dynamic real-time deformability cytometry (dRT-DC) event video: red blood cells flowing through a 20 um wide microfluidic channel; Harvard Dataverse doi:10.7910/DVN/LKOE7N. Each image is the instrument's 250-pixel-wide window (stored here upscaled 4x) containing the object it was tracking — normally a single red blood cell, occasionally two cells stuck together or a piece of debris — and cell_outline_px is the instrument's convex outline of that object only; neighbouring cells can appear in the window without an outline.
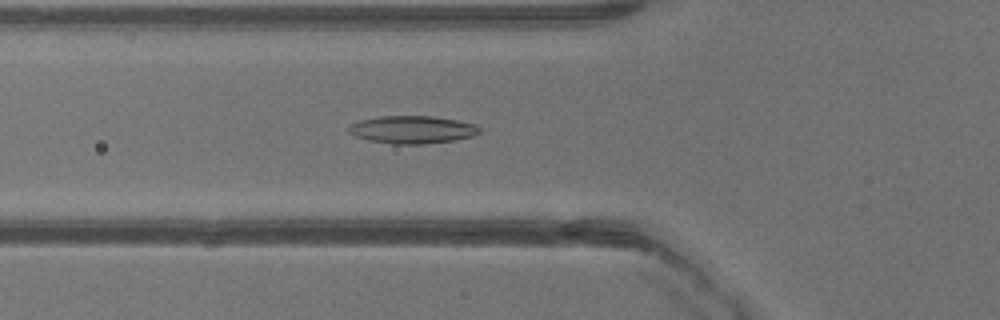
{"species": "common noctule bat (a hibernating species)", "species_latin": "Nyctalus noctula", "temperature_condition": "warm", "stored_images_in_passage": 40, "camera_frame_rate_fps": 3000, "um_per_image_px": 0.085, "animal": {"sex": "male", "body_mass_g": 13.3}, "frame": {"image": 1, "passage_image": 15, "time_ms": 4.667, "image_size_px": [1000, 320], "cell_outline_px": [[480, 132], [472, 136], [452, 140], [424, 144], [392, 144], [368, 140], [356, 136], [348, 132], [348, 124], [360, 120], [380, 116], [432, 116], [456, 120], [476, 124], [480, 128]], "centroid_in_image_um": [35.01, 11.01], "position_along_channel_um": 90.8, "area_um2": 21.1}}
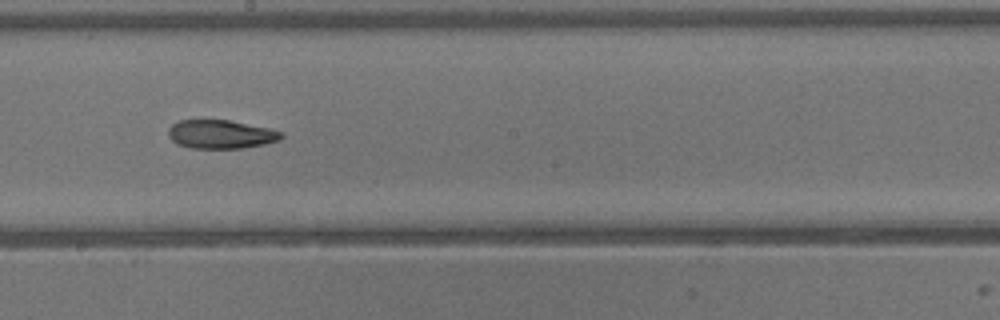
{"frame": {"image": 2, "passage_image": 23, "time_ms": 7.333, "image_size_px": [1000, 320], "cell_outline_px": [[284, 136], [280, 140], [264, 144], [244, 148], [188, 148], [176, 144], [168, 136], [168, 128], [172, 124], [180, 120], [228, 120], [268, 128], [280, 132]], "centroid_in_image_um": [18.73, 11.42], "position_along_channel_um": 229.5, "area_um2": 18.84}}
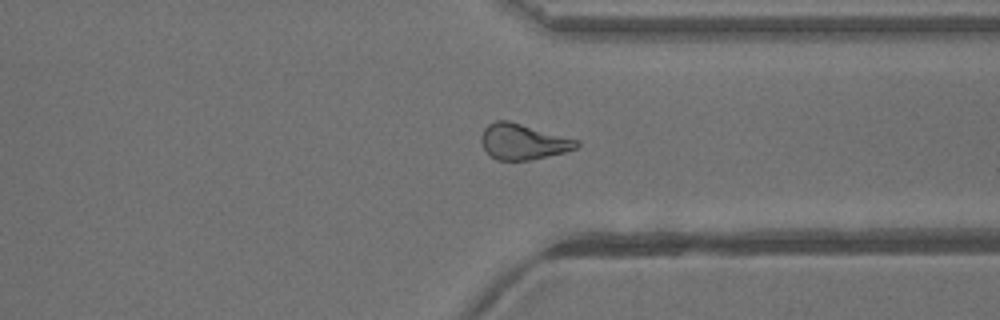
{"frame": {"image": 3, "passage_image": 31, "time_ms": 10.0, "image_size_px": [1000, 320], "cell_outline_px": [[580, 144], [576, 148], [564, 152], [528, 160], [496, 160], [480, 144], [480, 136], [484, 128], [488, 124], [496, 120], [508, 120], [580, 140]], "centroid_in_image_um": [44.44, 12.03], "position_along_channel_um": 367.0, "area_um2": 19.83}}